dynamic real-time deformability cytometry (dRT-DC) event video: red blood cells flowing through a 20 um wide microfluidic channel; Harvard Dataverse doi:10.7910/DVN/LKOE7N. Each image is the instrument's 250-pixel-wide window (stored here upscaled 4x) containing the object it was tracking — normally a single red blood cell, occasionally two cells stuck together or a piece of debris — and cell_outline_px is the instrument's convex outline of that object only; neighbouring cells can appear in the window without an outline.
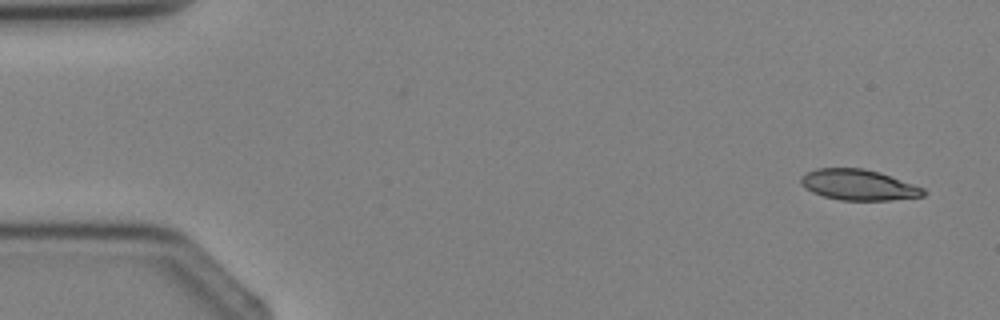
{"species": "Egyptian fruit bat (a non-hibernating species)", "species_latin": "Rousettus aegyptiacus", "temperature_condition": "cold", "stored_images_in_passage": 3, "camera_frame_rate_fps": 3000, "um_per_image_px": 0.085, "animal": {"sex": "female"}, "frame": {"image": 1, "passage_image": 1, "time_ms": 0.0, "image_size_px": [1000, 320], "cell_outline_px": [[928, 192], [924, 196], [892, 200], [840, 200], [824, 196], [812, 192], [804, 188], [800, 184], [800, 176], [816, 168], [864, 168], [880, 172], [924, 188]], "centroid_in_image_um": [72.97, 15.71], "position_along_channel_um": 12.0, "area_um2": 22.08}}
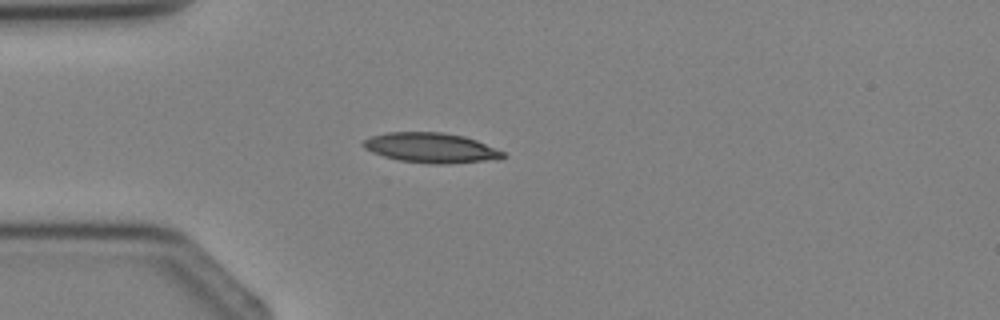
{"frame": {"image": 2, "passage_image": 3, "time_ms": 2.667, "image_size_px": [1000, 320], "cell_outline_px": [[508, 156], [484, 160], [444, 164], [436, 164], [400, 160], [384, 156], [372, 152], [364, 148], [360, 144], [364, 140], [372, 136], [388, 132], [444, 132], [464, 136], [476, 140], [504, 152]], "centroid_in_image_um": [36.59, 12.55], "position_along_channel_um": 48.4, "area_um2": 24.04}}